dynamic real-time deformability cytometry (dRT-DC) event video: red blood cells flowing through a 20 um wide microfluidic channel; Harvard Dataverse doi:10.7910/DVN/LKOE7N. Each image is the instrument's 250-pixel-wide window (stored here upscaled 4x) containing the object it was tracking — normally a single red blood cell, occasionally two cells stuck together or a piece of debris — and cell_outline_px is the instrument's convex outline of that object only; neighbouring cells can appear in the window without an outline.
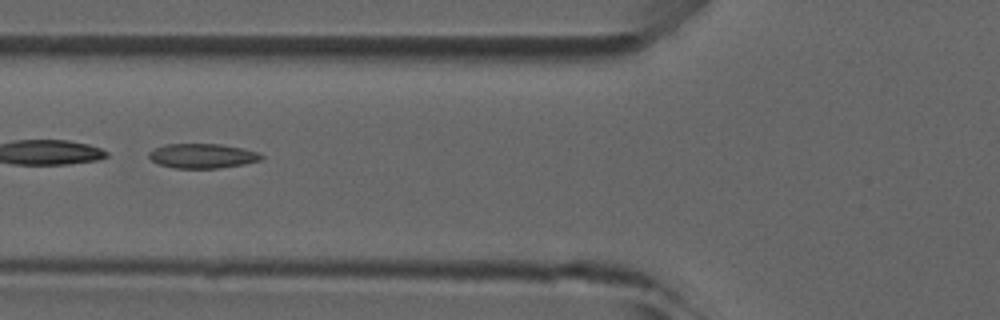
{"species": "common noctule bat (a hibernating species)", "species_latin": "Nyctalus noctula", "temperature_condition": "room temperature", "stored_images_in_passage": 7, "camera_frame_rate_fps": 3000, "um_per_image_px": 0.085, "animal": {"sex": "male", "forearm_length_mm": 52.5}, "frame": {"image": 1, "passage_image": 6, "time_ms": 6.0, "image_size_px": [1000, 320], "cell_outline_px": [[264, 156], [260, 160], [244, 164], [220, 168], [172, 168], [160, 164], [152, 160], [148, 156], [148, 152], [164, 144], [220, 144], [260, 152]], "centroid_in_image_um": [17.21, 13.25], "position_along_channel_um": 108.6, "area_um2": 16.07}}
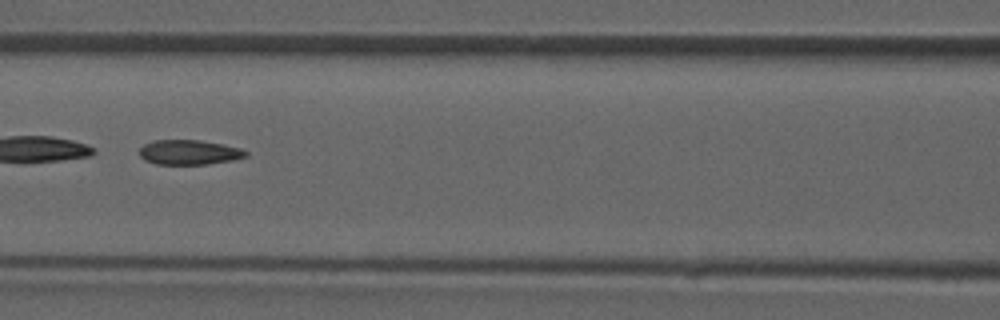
{"frame": {"image": 2, "passage_image": 7, "time_ms": 7.0, "image_size_px": [1000, 320], "cell_outline_px": [[248, 156], [232, 160], [208, 164], [156, 164], [144, 160], [140, 156], [140, 148], [144, 144], [152, 140], [200, 140], [224, 144], [240, 148], [248, 152]], "centroid_in_image_um": [16.08, 12.94], "position_along_channel_um": 150.5, "area_um2": 15.43}}